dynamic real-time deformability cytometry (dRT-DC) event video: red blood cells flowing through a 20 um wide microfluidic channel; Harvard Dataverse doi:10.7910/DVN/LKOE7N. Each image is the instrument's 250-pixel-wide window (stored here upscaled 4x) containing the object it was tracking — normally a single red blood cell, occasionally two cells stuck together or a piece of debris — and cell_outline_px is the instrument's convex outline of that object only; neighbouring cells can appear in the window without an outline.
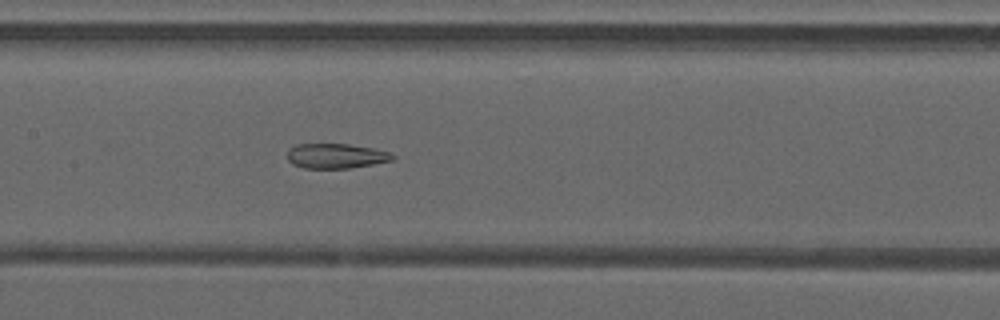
{"species": "common noctule bat (a hibernating species)", "species_latin": "Nyctalus noctula", "temperature_condition": "warm", "stored_images_in_passage": 49, "camera_frame_rate_fps": 3000, "um_per_image_px": 0.085, "animal": {"sex": "male", "forearm_length_mm": 52.5}, "frame": {"image": 1, "passage_image": 24, "time_ms": 7.667, "image_size_px": [1000, 320], "cell_outline_px": [[396, 156], [392, 160], [352, 168], [304, 168], [292, 164], [288, 160], [288, 148], [296, 144], [348, 144], [372, 148], [388, 152]], "centroid_in_image_um": [28.52, 13.25], "position_along_channel_um": 178.9, "area_um2": 15.2}}
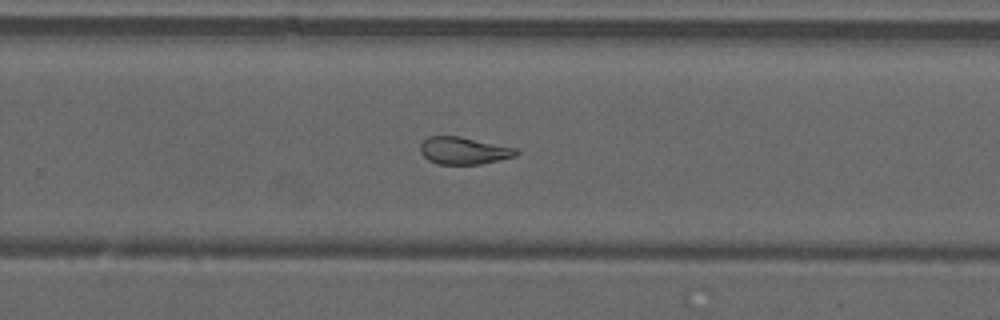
{"frame": {"image": 2, "passage_image": 32, "time_ms": 10.333, "image_size_px": [1000, 320], "cell_outline_px": [[520, 152], [516, 156], [480, 164], [440, 164], [428, 160], [420, 152], [420, 144], [428, 136], [460, 136], [516, 148]], "centroid_in_image_um": [39.41, 12.8], "position_along_channel_um": 290.4, "area_um2": 15.2}}
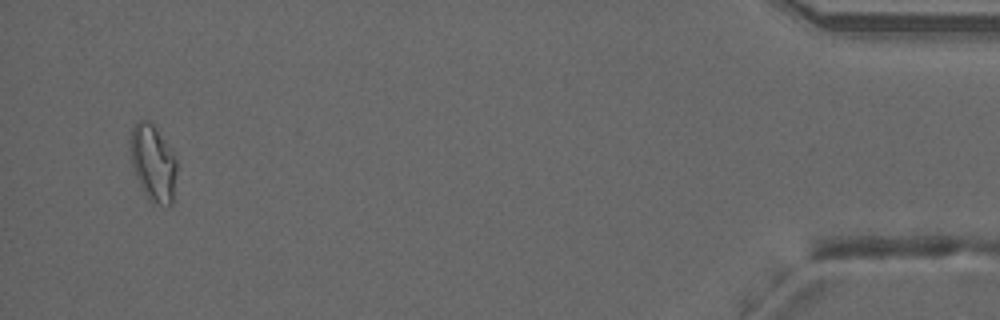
{"frame": {"image": 3, "passage_image": 47, "time_ms": 15.333, "image_size_px": [1000, 320], "cell_outline_px": [[176, 172], [172, 204], [152, 204], [148, 200], [132, 168], [128, 144], [128, 140], [132, 128], [140, 120], [148, 120], [152, 124], [164, 140], [176, 160]], "centroid_in_image_um": [12.96, 13.86], "position_along_channel_um": 422.2, "area_um2": 20.58}, "authors_computed_cell_mechanics": {"area_um2": 18.9006, "velocity_mm_per_s": 4.1925, "shape_relaxation_time_tau1_ms": null, "shape_relaxation_time_tau2_ms": 2.2349, "deformation_change_tau1": null, "deformation_change_tau2": 0.1007}}